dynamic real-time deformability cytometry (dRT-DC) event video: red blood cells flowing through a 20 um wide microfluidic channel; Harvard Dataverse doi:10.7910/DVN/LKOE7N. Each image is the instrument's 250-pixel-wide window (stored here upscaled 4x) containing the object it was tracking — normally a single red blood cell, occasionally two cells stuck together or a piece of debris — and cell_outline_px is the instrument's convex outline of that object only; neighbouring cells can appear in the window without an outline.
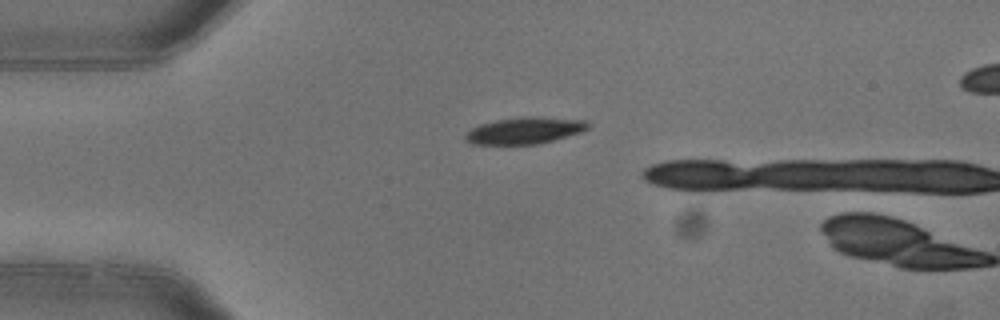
{"species": "common noctule bat (a hibernating species)", "species_latin": "Nyctalus noctula", "temperature_condition": "warm", "stored_images_in_passage": 2, "camera_frame_rate_fps": 3000, "um_per_image_px": 0.085, "animal": {"sex": "female"}, "frame": {"image": 1, "passage_image": 1, "time_ms": 0.0, "image_size_px": [1000, 320], "cell_outline_px": [[588, 128], [580, 132], [552, 140], [536, 144], [472, 144], [464, 136], [472, 128], [480, 124], [496, 120], [524, 116], [540, 116], [584, 120], [588, 124]], "centroid_in_image_um": [44.59, 11.08], "position_along_channel_um": 40.4, "area_um2": 18.79}}